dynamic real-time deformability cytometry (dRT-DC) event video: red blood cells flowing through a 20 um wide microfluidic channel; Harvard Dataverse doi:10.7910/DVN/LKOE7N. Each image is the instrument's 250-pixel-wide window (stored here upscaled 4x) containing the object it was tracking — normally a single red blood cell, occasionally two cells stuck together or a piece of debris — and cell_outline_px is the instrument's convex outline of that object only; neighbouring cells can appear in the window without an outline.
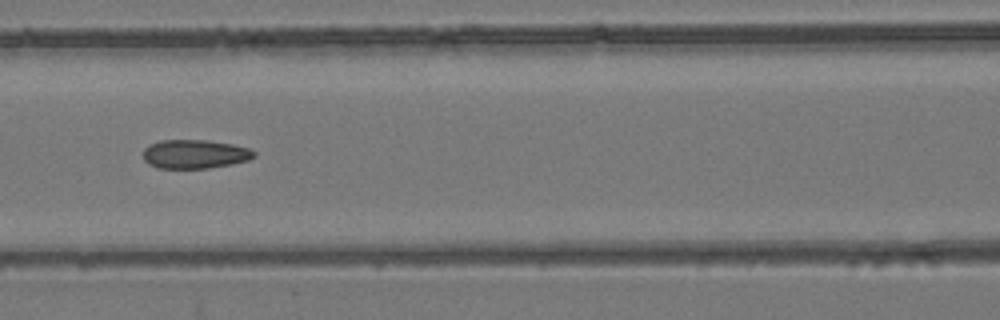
{"species": "common noctule bat (a hibernating species)", "species_latin": "Nyctalus noctula", "temperature_condition": "room temperature", "stored_images_in_passage": 9, "camera_frame_rate_fps": 3000, "um_per_image_px": 0.085, "animal": {"sex": "female", "body_mass_g": 24.6, "forearm_length_mm": 56.2}, "frame": {"image": 1, "passage_image": 7, "time_ms": 7.667, "image_size_px": [1000, 320], "cell_outline_px": [[256, 156], [248, 160], [232, 164], [208, 168], [160, 168], [148, 164], [144, 160], [144, 148], [148, 144], [160, 140], [208, 140], [232, 144], [248, 148], [256, 152]], "centroid_in_image_um": [16.55, 13.09], "position_along_channel_um": 150.0, "area_um2": 18.73}}
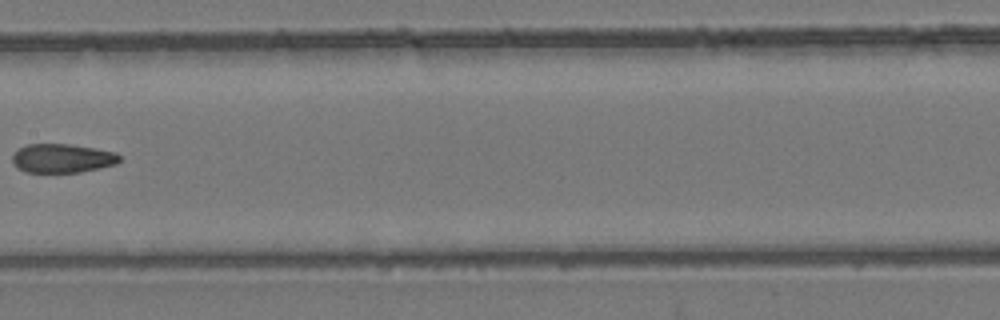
{"frame": {"image": 2, "passage_image": 8, "time_ms": 9.0, "image_size_px": [1000, 320], "cell_outline_px": [[120, 160], [116, 164], [100, 168], [80, 172], [24, 172], [16, 168], [12, 160], [12, 156], [20, 148], [28, 144], [68, 144], [96, 148], [116, 152], [120, 156]], "centroid_in_image_um": [5.3, 13.46], "position_along_channel_um": 202.1, "area_um2": 18.09}}
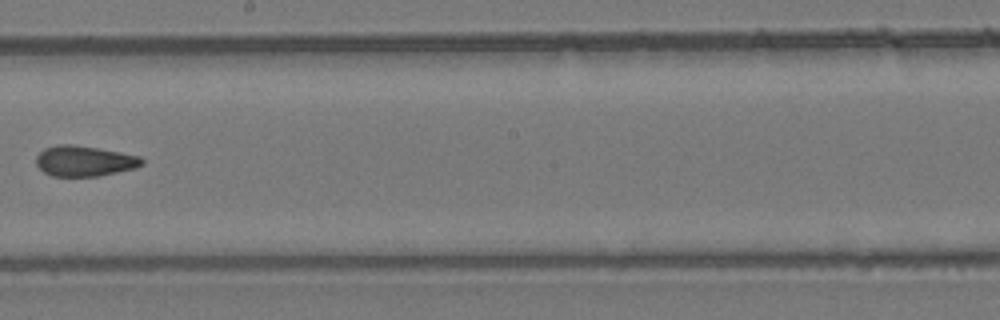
{"frame": {"image": 3, "passage_image": 9, "time_ms": 10.0, "image_size_px": [1000, 320], "cell_outline_px": [[144, 164], [136, 168], [100, 176], [52, 176], [44, 172], [36, 164], [36, 156], [44, 148], [56, 144], [72, 144], [120, 152], [140, 156], [144, 160]], "centroid_in_image_um": [7.18, 13.68], "position_along_channel_um": 241.0, "area_um2": 18.9}}